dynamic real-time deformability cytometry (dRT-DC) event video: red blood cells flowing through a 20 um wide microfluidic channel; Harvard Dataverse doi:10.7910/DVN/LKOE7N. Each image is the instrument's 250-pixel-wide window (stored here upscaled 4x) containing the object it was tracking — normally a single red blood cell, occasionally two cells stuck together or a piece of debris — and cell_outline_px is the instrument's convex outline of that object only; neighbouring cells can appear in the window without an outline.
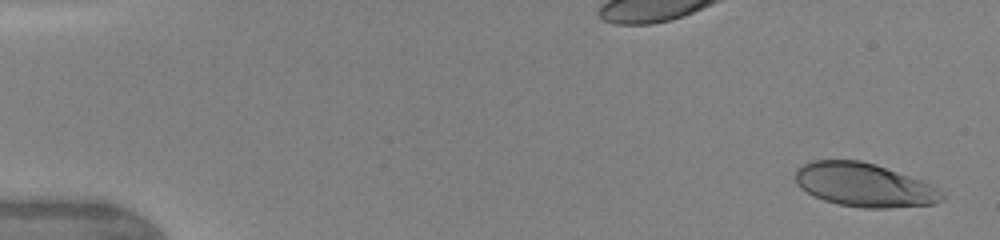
{"species": "human", "species_latin": "Homo sapiens", "temperature_condition": "warm", "stored_images_in_passage": 8, "camera_frame_rate_fps": 3000, "um_per_image_px": 0.085, "donor": {"sex": "female"}, "frame": {"image": 1, "passage_image": 1, "time_ms": 0.0, "image_size_px": [1000, 240], "cell_outline_px": [[944, 196], [940, 200], [932, 204], [888, 208], [864, 208], [840, 204], [824, 200], [800, 188], [796, 180], [796, 168], [812, 160], [860, 160], [876, 164], [924, 180], [944, 192]], "centroid_in_image_um": [73.49, 15.71], "position_along_channel_um": 11.5, "area_um2": 37.28}}
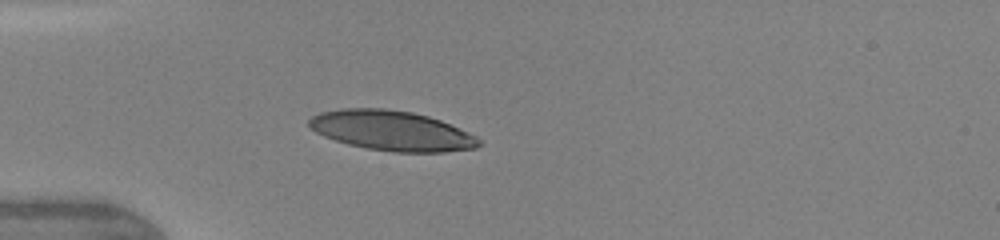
{"frame": {"image": 2, "passage_image": 4, "time_ms": 4.0, "image_size_px": [1000, 240], "cell_outline_px": [[480, 144], [476, 148], [444, 152], [396, 152], [368, 148], [348, 144], [324, 136], [308, 128], [308, 120], [312, 116], [320, 112], [340, 108], [384, 108], [412, 112], [428, 116], [440, 120], [476, 136], [480, 140]], "centroid_in_image_um": [33.26, 11.1], "position_along_channel_um": 51.7, "area_um2": 39.42}}